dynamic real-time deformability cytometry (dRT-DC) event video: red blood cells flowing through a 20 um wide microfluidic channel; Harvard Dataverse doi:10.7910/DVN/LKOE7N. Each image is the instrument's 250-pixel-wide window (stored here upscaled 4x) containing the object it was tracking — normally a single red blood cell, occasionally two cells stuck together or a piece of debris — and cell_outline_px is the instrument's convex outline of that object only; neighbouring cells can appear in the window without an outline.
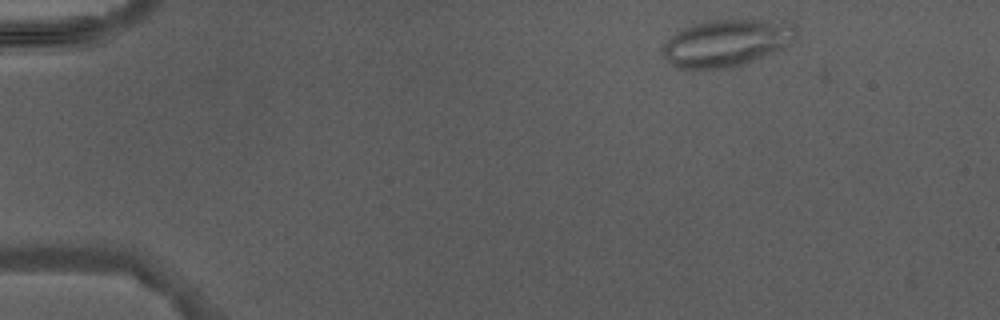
{"species": "Egyptian fruit bat (a non-hibernating species)", "species_latin": "Rousettus aegyptiacus", "temperature_condition": "warm", "stored_images_in_passage": 3, "camera_frame_rate_fps": 3000, "um_per_image_px": 0.085, "animal": {"sex": "male"}, "frame": {"image": 1, "passage_image": 1, "time_ms": 0.0, "image_size_px": [1000, 320], "cell_outline_px": [[796, 36], [792, 44], [784, 48], [732, 68], [692, 72], [680, 68], [672, 64], [664, 56], [664, 44], [680, 28], [704, 20], [792, 20], [796, 24]], "centroid_in_image_um": [61.79, 3.65], "position_along_channel_um": 23.2, "area_um2": 37.51}}
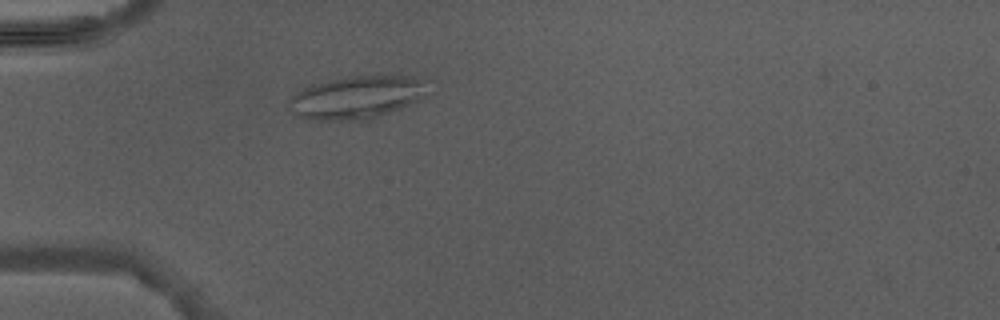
{"frame": {"image": 2, "passage_image": 3, "time_ms": 2.667, "image_size_px": [1000, 320], "cell_outline_px": [[420, 100], [372, 120], [360, 124], [308, 120], [296, 116], [284, 108], [284, 104], [300, 88], [312, 84], [352, 76], [404, 76], [420, 80]], "centroid_in_image_um": [30.08, 8.38], "position_along_channel_um": 54.9, "area_um2": 35.26}}